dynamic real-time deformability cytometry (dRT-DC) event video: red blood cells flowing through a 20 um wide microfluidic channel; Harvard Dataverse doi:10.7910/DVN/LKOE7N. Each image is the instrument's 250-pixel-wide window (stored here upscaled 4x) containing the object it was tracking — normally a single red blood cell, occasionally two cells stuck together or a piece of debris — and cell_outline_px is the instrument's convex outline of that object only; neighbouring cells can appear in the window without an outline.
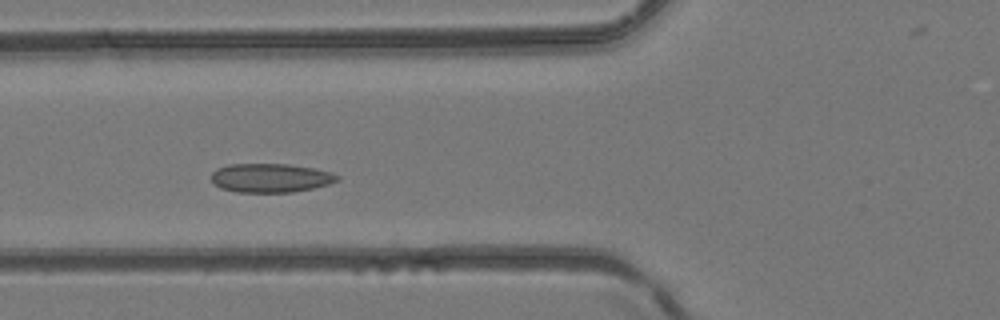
{"species": "common noctule bat (a hibernating species)", "species_latin": "Nyctalus noctula", "temperature_condition": "room temperature", "stored_images_in_passage": 5, "camera_frame_rate_fps": 3000, "um_per_image_px": 0.085, "animal": {"sex": "female", "body_mass_g": 24.6, "forearm_length_mm": 56.2}, "frame": {"image": 1, "passage_image": 5, "time_ms": 1.333, "image_size_px": [1000, 320], "cell_outline_px": [[340, 180], [328, 184], [312, 188], [292, 192], [236, 192], [220, 188], [212, 180], [212, 172], [216, 168], [228, 164], [288, 164], [312, 168], [332, 172], [340, 176]], "centroid_in_image_um": [23.0, 15.12], "position_along_channel_um": 102.8, "area_um2": 21.21}}